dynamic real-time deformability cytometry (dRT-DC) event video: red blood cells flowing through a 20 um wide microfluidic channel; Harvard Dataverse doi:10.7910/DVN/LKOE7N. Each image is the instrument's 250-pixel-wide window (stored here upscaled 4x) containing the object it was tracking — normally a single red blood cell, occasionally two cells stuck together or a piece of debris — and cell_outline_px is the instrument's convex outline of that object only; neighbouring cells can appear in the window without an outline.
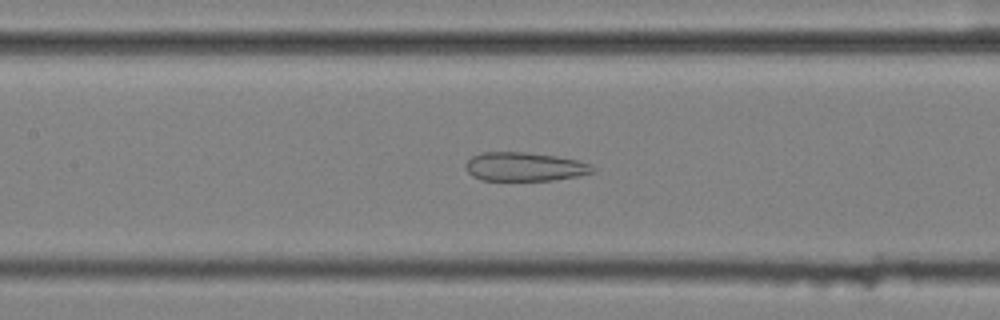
{"species": "common noctule bat (a hibernating species)", "species_latin": "Nyctalus noctula", "temperature_condition": "cold", "stored_images_in_passage": 58, "camera_frame_rate_fps": 3000, "um_per_image_px": 0.085, "animal": {"sex": "female", "body_mass_g": 25.1}, "frame": {"image": 1, "passage_image": 27, "time_ms": 8.667, "image_size_px": [1000, 320], "cell_outline_px": [[596, 172], [576, 176], [552, 180], [480, 180], [472, 176], [468, 172], [464, 164], [472, 156], [484, 152], [524, 152], [556, 156], [576, 160], [592, 164], [596, 168]], "centroid_in_image_um": [44.6, 14.17], "position_along_channel_um": 162.8, "area_um2": 21.33}}
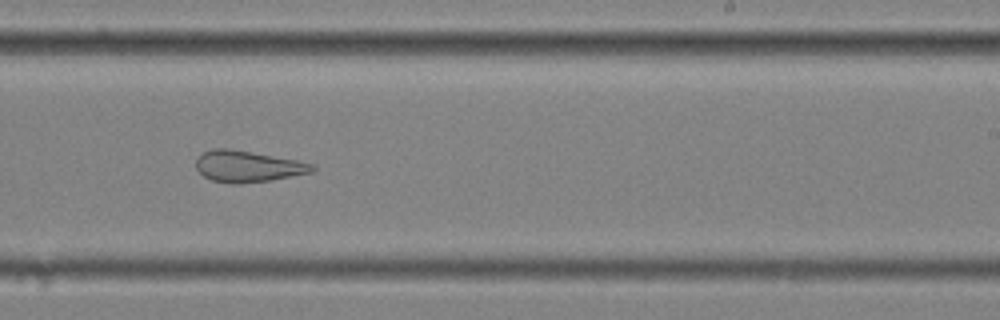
{"frame": {"image": 2, "passage_image": 36, "time_ms": 11.667, "image_size_px": [1000, 320], "cell_outline_px": [[316, 168], [312, 172], [272, 180], [240, 184], [228, 184], [212, 180], [204, 176], [196, 168], [196, 160], [204, 152], [212, 148], [228, 148], [296, 160], [316, 164]], "centroid_in_image_um": [21.07, 14.15], "position_along_channel_um": 267.9, "area_um2": 21.21}}
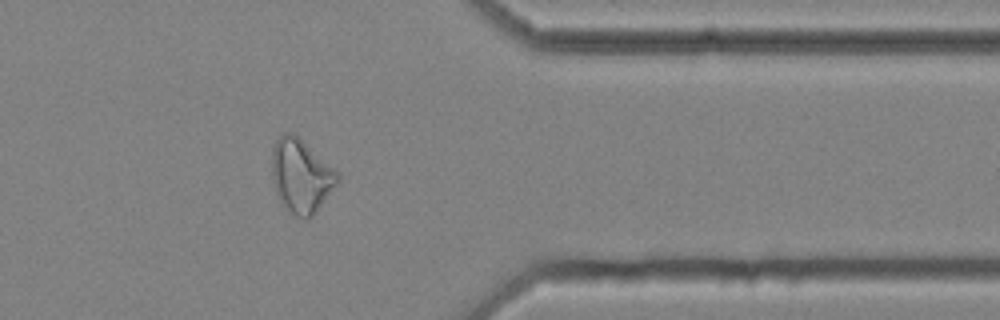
{"frame": {"image": 3, "passage_image": 47, "time_ms": 15.333, "image_size_px": [1000, 320], "cell_outline_px": [[340, 180], [312, 216], [308, 220], [304, 220], [288, 212], [280, 200], [276, 192], [272, 176], [272, 148], [276, 140], [284, 132], [292, 132], [336, 168], [340, 172]], "centroid_in_image_um": [25.61, 14.95], "position_along_channel_um": 385.8, "area_um2": 28.32}, "authors_computed_cell_mechanics": {"area_um2": 29.1601, "velocity_mm_per_s": 3.5143, "shape_relaxation_time_tau1_ms": null, "shape_relaxation_time_tau2_ms": 1.8655, "deformation_change_tau1": null, "deformation_change_tau2": 0.0979}}